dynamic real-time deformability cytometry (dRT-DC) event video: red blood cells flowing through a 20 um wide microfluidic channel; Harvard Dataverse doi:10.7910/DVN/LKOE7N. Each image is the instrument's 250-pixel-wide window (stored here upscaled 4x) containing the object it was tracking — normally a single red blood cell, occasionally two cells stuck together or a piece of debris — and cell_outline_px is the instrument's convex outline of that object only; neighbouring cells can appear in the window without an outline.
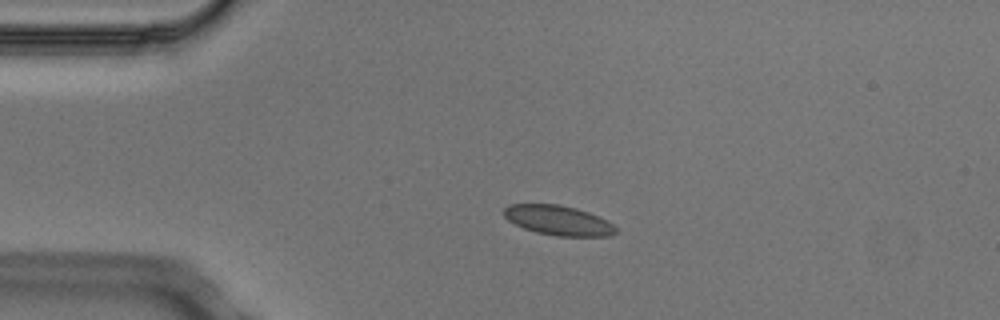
{"species": "Egyptian fruit bat (a non-hibernating species)", "species_latin": "Rousettus aegyptiacus", "temperature_condition": "cold", "stored_images_in_passage": 4, "camera_frame_rate_fps": 3000, "um_per_image_px": 0.085, "animal": {"sex": "male"}, "frame": {"image": 1, "passage_image": 2, "time_ms": 0.333, "image_size_px": [1000, 320], "cell_outline_px": [[616, 232], [608, 236], [556, 236], [536, 232], [524, 228], [508, 220], [504, 216], [504, 208], [508, 204], [560, 204], [576, 208], [588, 212], [608, 220], [616, 228]], "centroid_in_image_um": [47.45, 18.72], "position_along_channel_um": 37.5, "area_um2": 19.36}}
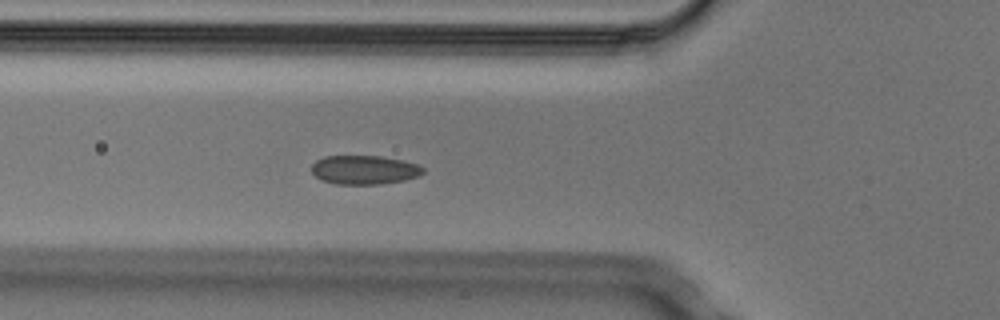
{"frame": {"image": 2, "passage_image": 4, "time_ms": 1.0, "image_size_px": [1000, 320], "cell_outline_px": [[424, 172], [420, 176], [404, 180], [380, 184], [336, 184], [320, 180], [312, 172], [312, 164], [316, 160], [324, 156], [380, 156], [404, 160], [420, 164], [424, 168]], "centroid_in_image_um": [31.0, 14.43], "position_along_channel_um": 94.8, "area_um2": 19.02}}